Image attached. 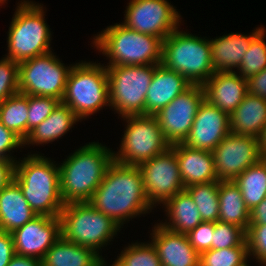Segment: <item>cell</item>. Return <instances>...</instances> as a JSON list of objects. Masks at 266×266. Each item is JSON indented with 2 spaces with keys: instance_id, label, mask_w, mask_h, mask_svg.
Instances as JSON below:
<instances>
[{
  "instance_id": "cell-1",
  "label": "cell",
  "mask_w": 266,
  "mask_h": 266,
  "mask_svg": "<svg viewBox=\"0 0 266 266\" xmlns=\"http://www.w3.org/2000/svg\"><path fill=\"white\" fill-rule=\"evenodd\" d=\"M88 202L121 228L130 220L155 210L146 196L139 167L115 161L108 166L103 181Z\"/></svg>"
},
{
  "instance_id": "cell-2",
  "label": "cell",
  "mask_w": 266,
  "mask_h": 266,
  "mask_svg": "<svg viewBox=\"0 0 266 266\" xmlns=\"http://www.w3.org/2000/svg\"><path fill=\"white\" fill-rule=\"evenodd\" d=\"M31 153L15 162L13 180L36 215L60 217L65 203L60 193L59 164L40 152Z\"/></svg>"
},
{
  "instance_id": "cell-3",
  "label": "cell",
  "mask_w": 266,
  "mask_h": 266,
  "mask_svg": "<svg viewBox=\"0 0 266 266\" xmlns=\"http://www.w3.org/2000/svg\"><path fill=\"white\" fill-rule=\"evenodd\" d=\"M114 161L113 150L105 144L87 142L59 162L60 193L63 202H88Z\"/></svg>"
},
{
  "instance_id": "cell-4",
  "label": "cell",
  "mask_w": 266,
  "mask_h": 266,
  "mask_svg": "<svg viewBox=\"0 0 266 266\" xmlns=\"http://www.w3.org/2000/svg\"><path fill=\"white\" fill-rule=\"evenodd\" d=\"M91 40V46L109 60L105 66L157 65L162 62V38L131 30L122 23L107 26Z\"/></svg>"
},
{
  "instance_id": "cell-5",
  "label": "cell",
  "mask_w": 266,
  "mask_h": 266,
  "mask_svg": "<svg viewBox=\"0 0 266 266\" xmlns=\"http://www.w3.org/2000/svg\"><path fill=\"white\" fill-rule=\"evenodd\" d=\"M7 31L5 57L20 63L52 51V32L45 16L43 4L32 0H21L16 4Z\"/></svg>"
},
{
  "instance_id": "cell-6",
  "label": "cell",
  "mask_w": 266,
  "mask_h": 266,
  "mask_svg": "<svg viewBox=\"0 0 266 266\" xmlns=\"http://www.w3.org/2000/svg\"><path fill=\"white\" fill-rule=\"evenodd\" d=\"M180 29L163 40L161 64L183 75L191 85H203L215 73L209 38Z\"/></svg>"
},
{
  "instance_id": "cell-7",
  "label": "cell",
  "mask_w": 266,
  "mask_h": 266,
  "mask_svg": "<svg viewBox=\"0 0 266 266\" xmlns=\"http://www.w3.org/2000/svg\"><path fill=\"white\" fill-rule=\"evenodd\" d=\"M82 121L110 108L107 68L98 61L74 63L61 101Z\"/></svg>"
},
{
  "instance_id": "cell-8",
  "label": "cell",
  "mask_w": 266,
  "mask_h": 266,
  "mask_svg": "<svg viewBox=\"0 0 266 266\" xmlns=\"http://www.w3.org/2000/svg\"><path fill=\"white\" fill-rule=\"evenodd\" d=\"M60 219L61 233L65 240L93 249L104 260L102 249L122 230L109 216L96 210L89 202L66 203L61 210Z\"/></svg>"
},
{
  "instance_id": "cell-9",
  "label": "cell",
  "mask_w": 266,
  "mask_h": 266,
  "mask_svg": "<svg viewBox=\"0 0 266 266\" xmlns=\"http://www.w3.org/2000/svg\"><path fill=\"white\" fill-rule=\"evenodd\" d=\"M121 118L126 127L118 151H113L115 162L139 166L170 147L155 116L128 115Z\"/></svg>"
},
{
  "instance_id": "cell-10",
  "label": "cell",
  "mask_w": 266,
  "mask_h": 266,
  "mask_svg": "<svg viewBox=\"0 0 266 266\" xmlns=\"http://www.w3.org/2000/svg\"><path fill=\"white\" fill-rule=\"evenodd\" d=\"M157 65L106 66L110 110L120 117L145 115V99Z\"/></svg>"
},
{
  "instance_id": "cell-11",
  "label": "cell",
  "mask_w": 266,
  "mask_h": 266,
  "mask_svg": "<svg viewBox=\"0 0 266 266\" xmlns=\"http://www.w3.org/2000/svg\"><path fill=\"white\" fill-rule=\"evenodd\" d=\"M53 52L19 63V93L62 101L73 63L65 65Z\"/></svg>"
},
{
  "instance_id": "cell-12",
  "label": "cell",
  "mask_w": 266,
  "mask_h": 266,
  "mask_svg": "<svg viewBox=\"0 0 266 266\" xmlns=\"http://www.w3.org/2000/svg\"><path fill=\"white\" fill-rule=\"evenodd\" d=\"M121 22L127 28L162 38L181 25L182 17L168 0H130Z\"/></svg>"
},
{
  "instance_id": "cell-13",
  "label": "cell",
  "mask_w": 266,
  "mask_h": 266,
  "mask_svg": "<svg viewBox=\"0 0 266 266\" xmlns=\"http://www.w3.org/2000/svg\"><path fill=\"white\" fill-rule=\"evenodd\" d=\"M146 196L153 208L185 190L175 151L169 147L139 166Z\"/></svg>"
},
{
  "instance_id": "cell-14",
  "label": "cell",
  "mask_w": 266,
  "mask_h": 266,
  "mask_svg": "<svg viewBox=\"0 0 266 266\" xmlns=\"http://www.w3.org/2000/svg\"><path fill=\"white\" fill-rule=\"evenodd\" d=\"M205 99L203 85H191L154 116L166 141L183 143L189 135L198 107Z\"/></svg>"
},
{
  "instance_id": "cell-15",
  "label": "cell",
  "mask_w": 266,
  "mask_h": 266,
  "mask_svg": "<svg viewBox=\"0 0 266 266\" xmlns=\"http://www.w3.org/2000/svg\"><path fill=\"white\" fill-rule=\"evenodd\" d=\"M260 139L229 133L212 151L219 181H233L260 161Z\"/></svg>"
},
{
  "instance_id": "cell-16",
  "label": "cell",
  "mask_w": 266,
  "mask_h": 266,
  "mask_svg": "<svg viewBox=\"0 0 266 266\" xmlns=\"http://www.w3.org/2000/svg\"><path fill=\"white\" fill-rule=\"evenodd\" d=\"M15 254L42 260L62 236L60 217L37 215L12 232Z\"/></svg>"
},
{
  "instance_id": "cell-17",
  "label": "cell",
  "mask_w": 266,
  "mask_h": 266,
  "mask_svg": "<svg viewBox=\"0 0 266 266\" xmlns=\"http://www.w3.org/2000/svg\"><path fill=\"white\" fill-rule=\"evenodd\" d=\"M229 133V116L204 99L198 107L192 128L183 144L212 152Z\"/></svg>"
},
{
  "instance_id": "cell-18",
  "label": "cell",
  "mask_w": 266,
  "mask_h": 266,
  "mask_svg": "<svg viewBox=\"0 0 266 266\" xmlns=\"http://www.w3.org/2000/svg\"><path fill=\"white\" fill-rule=\"evenodd\" d=\"M149 240L155 247L161 266H199V253L190 245L186 234L167 229L158 222Z\"/></svg>"
},
{
  "instance_id": "cell-19",
  "label": "cell",
  "mask_w": 266,
  "mask_h": 266,
  "mask_svg": "<svg viewBox=\"0 0 266 266\" xmlns=\"http://www.w3.org/2000/svg\"><path fill=\"white\" fill-rule=\"evenodd\" d=\"M205 99L230 116L247 94V79L234 72H215L203 84Z\"/></svg>"
},
{
  "instance_id": "cell-20",
  "label": "cell",
  "mask_w": 266,
  "mask_h": 266,
  "mask_svg": "<svg viewBox=\"0 0 266 266\" xmlns=\"http://www.w3.org/2000/svg\"><path fill=\"white\" fill-rule=\"evenodd\" d=\"M264 28L263 25H260L249 34L231 32L215 39H209L211 59L215 72H234L235 69L237 70L244 54L250 47L251 41Z\"/></svg>"
},
{
  "instance_id": "cell-21",
  "label": "cell",
  "mask_w": 266,
  "mask_h": 266,
  "mask_svg": "<svg viewBox=\"0 0 266 266\" xmlns=\"http://www.w3.org/2000/svg\"><path fill=\"white\" fill-rule=\"evenodd\" d=\"M191 86L178 72L157 64L145 99V115L154 116Z\"/></svg>"
},
{
  "instance_id": "cell-22",
  "label": "cell",
  "mask_w": 266,
  "mask_h": 266,
  "mask_svg": "<svg viewBox=\"0 0 266 266\" xmlns=\"http://www.w3.org/2000/svg\"><path fill=\"white\" fill-rule=\"evenodd\" d=\"M179 162L184 187L219 181L214 168L212 152L194 149L183 143L170 145Z\"/></svg>"
},
{
  "instance_id": "cell-23",
  "label": "cell",
  "mask_w": 266,
  "mask_h": 266,
  "mask_svg": "<svg viewBox=\"0 0 266 266\" xmlns=\"http://www.w3.org/2000/svg\"><path fill=\"white\" fill-rule=\"evenodd\" d=\"M36 216L14 180L0 191V231L12 233Z\"/></svg>"
},
{
  "instance_id": "cell-24",
  "label": "cell",
  "mask_w": 266,
  "mask_h": 266,
  "mask_svg": "<svg viewBox=\"0 0 266 266\" xmlns=\"http://www.w3.org/2000/svg\"><path fill=\"white\" fill-rule=\"evenodd\" d=\"M229 118L230 133L260 138L266 125V99L247 93Z\"/></svg>"
},
{
  "instance_id": "cell-25",
  "label": "cell",
  "mask_w": 266,
  "mask_h": 266,
  "mask_svg": "<svg viewBox=\"0 0 266 266\" xmlns=\"http://www.w3.org/2000/svg\"><path fill=\"white\" fill-rule=\"evenodd\" d=\"M81 120L65 104L60 102L53 112L33 129L24 141V147L43 146L64 137Z\"/></svg>"
},
{
  "instance_id": "cell-26",
  "label": "cell",
  "mask_w": 266,
  "mask_h": 266,
  "mask_svg": "<svg viewBox=\"0 0 266 266\" xmlns=\"http://www.w3.org/2000/svg\"><path fill=\"white\" fill-rule=\"evenodd\" d=\"M161 207L167 218L159 224L171 231L187 234L203 222L197 205L186 190L171 197Z\"/></svg>"
},
{
  "instance_id": "cell-27",
  "label": "cell",
  "mask_w": 266,
  "mask_h": 266,
  "mask_svg": "<svg viewBox=\"0 0 266 266\" xmlns=\"http://www.w3.org/2000/svg\"><path fill=\"white\" fill-rule=\"evenodd\" d=\"M105 260L93 249L65 240L62 236L42 259V266H100Z\"/></svg>"
},
{
  "instance_id": "cell-28",
  "label": "cell",
  "mask_w": 266,
  "mask_h": 266,
  "mask_svg": "<svg viewBox=\"0 0 266 266\" xmlns=\"http://www.w3.org/2000/svg\"><path fill=\"white\" fill-rule=\"evenodd\" d=\"M218 198V221L237 225L247 232L250 210L246 207L241 191L234 181H219Z\"/></svg>"
},
{
  "instance_id": "cell-29",
  "label": "cell",
  "mask_w": 266,
  "mask_h": 266,
  "mask_svg": "<svg viewBox=\"0 0 266 266\" xmlns=\"http://www.w3.org/2000/svg\"><path fill=\"white\" fill-rule=\"evenodd\" d=\"M233 181L239 187L249 210L266 198V167L260 161L249 166Z\"/></svg>"
},
{
  "instance_id": "cell-30",
  "label": "cell",
  "mask_w": 266,
  "mask_h": 266,
  "mask_svg": "<svg viewBox=\"0 0 266 266\" xmlns=\"http://www.w3.org/2000/svg\"><path fill=\"white\" fill-rule=\"evenodd\" d=\"M28 95L17 93L0 103V122L23 142L27 139Z\"/></svg>"
},
{
  "instance_id": "cell-31",
  "label": "cell",
  "mask_w": 266,
  "mask_h": 266,
  "mask_svg": "<svg viewBox=\"0 0 266 266\" xmlns=\"http://www.w3.org/2000/svg\"><path fill=\"white\" fill-rule=\"evenodd\" d=\"M218 186L219 181H213L210 183L194 184L185 188L197 205L201 219L204 222L218 221L220 208Z\"/></svg>"
},
{
  "instance_id": "cell-32",
  "label": "cell",
  "mask_w": 266,
  "mask_h": 266,
  "mask_svg": "<svg viewBox=\"0 0 266 266\" xmlns=\"http://www.w3.org/2000/svg\"><path fill=\"white\" fill-rule=\"evenodd\" d=\"M113 266H161L155 247L148 242H131L118 253Z\"/></svg>"
},
{
  "instance_id": "cell-33",
  "label": "cell",
  "mask_w": 266,
  "mask_h": 266,
  "mask_svg": "<svg viewBox=\"0 0 266 266\" xmlns=\"http://www.w3.org/2000/svg\"><path fill=\"white\" fill-rule=\"evenodd\" d=\"M249 260L246 240L238 247L210 249L199 254V266H243Z\"/></svg>"
},
{
  "instance_id": "cell-34",
  "label": "cell",
  "mask_w": 266,
  "mask_h": 266,
  "mask_svg": "<svg viewBox=\"0 0 266 266\" xmlns=\"http://www.w3.org/2000/svg\"><path fill=\"white\" fill-rule=\"evenodd\" d=\"M266 29L264 28L252 41L235 72L249 78L266 68Z\"/></svg>"
},
{
  "instance_id": "cell-35",
  "label": "cell",
  "mask_w": 266,
  "mask_h": 266,
  "mask_svg": "<svg viewBox=\"0 0 266 266\" xmlns=\"http://www.w3.org/2000/svg\"><path fill=\"white\" fill-rule=\"evenodd\" d=\"M61 101L50 96L28 95L27 137L45 120Z\"/></svg>"
},
{
  "instance_id": "cell-36",
  "label": "cell",
  "mask_w": 266,
  "mask_h": 266,
  "mask_svg": "<svg viewBox=\"0 0 266 266\" xmlns=\"http://www.w3.org/2000/svg\"><path fill=\"white\" fill-rule=\"evenodd\" d=\"M246 240V232L237 225L216 221L212 249L238 247Z\"/></svg>"
},
{
  "instance_id": "cell-37",
  "label": "cell",
  "mask_w": 266,
  "mask_h": 266,
  "mask_svg": "<svg viewBox=\"0 0 266 266\" xmlns=\"http://www.w3.org/2000/svg\"><path fill=\"white\" fill-rule=\"evenodd\" d=\"M19 93V63L8 57L0 60V103Z\"/></svg>"
},
{
  "instance_id": "cell-38",
  "label": "cell",
  "mask_w": 266,
  "mask_h": 266,
  "mask_svg": "<svg viewBox=\"0 0 266 266\" xmlns=\"http://www.w3.org/2000/svg\"><path fill=\"white\" fill-rule=\"evenodd\" d=\"M246 241L249 259H255L260 266H266V225L249 224Z\"/></svg>"
},
{
  "instance_id": "cell-39",
  "label": "cell",
  "mask_w": 266,
  "mask_h": 266,
  "mask_svg": "<svg viewBox=\"0 0 266 266\" xmlns=\"http://www.w3.org/2000/svg\"><path fill=\"white\" fill-rule=\"evenodd\" d=\"M215 222H201L197 227L190 230L186 235L190 245L200 254L212 249V237Z\"/></svg>"
},
{
  "instance_id": "cell-40",
  "label": "cell",
  "mask_w": 266,
  "mask_h": 266,
  "mask_svg": "<svg viewBox=\"0 0 266 266\" xmlns=\"http://www.w3.org/2000/svg\"><path fill=\"white\" fill-rule=\"evenodd\" d=\"M24 148V142L0 122V159L16 162L14 150Z\"/></svg>"
},
{
  "instance_id": "cell-41",
  "label": "cell",
  "mask_w": 266,
  "mask_h": 266,
  "mask_svg": "<svg viewBox=\"0 0 266 266\" xmlns=\"http://www.w3.org/2000/svg\"><path fill=\"white\" fill-rule=\"evenodd\" d=\"M14 255L12 233L0 231V266H7Z\"/></svg>"
},
{
  "instance_id": "cell-42",
  "label": "cell",
  "mask_w": 266,
  "mask_h": 266,
  "mask_svg": "<svg viewBox=\"0 0 266 266\" xmlns=\"http://www.w3.org/2000/svg\"><path fill=\"white\" fill-rule=\"evenodd\" d=\"M247 93L266 99V68L247 78Z\"/></svg>"
},
{
  "instance_id": "cell-43",
  "label": "cell",
  "mask_w": 266,
  "mask_h": 266,
  "mask_svg": "<svg viewBox=\"0 0 266 266\" xmlns=\"http://www.w3.org/2000/svg\"><path fill=\"white\" fill-rule=\"evenodd\" d=\"M14 165L10 160L0 159V191L13 180Z\"/></svg>"
},
{
  "instance_id": "cell-44",
  "label": "cell",
  "mask_w": 266,
  "mask_h": 266,
  "mask_svg": "<svg viewBox=\"0 0 266 266\" xmlns=\"http://www.w3.org/2000/svg\"><path fill=\"white\" fill-rule=\"evenodd\" d=\"M250 224L266 225V198L250 210Z\"/></svg>"
},
{
  "instance_id": "cell-45",
  "label": "cell",
  "mask_w": 266,
  "mask_h": 266,
  "mask_svg": "<svg viewBox=\"0 0 266 266\" xmlns=\"http://www.w3.org/2000/svg\"><path fill=\"white\" fill-rule=\"evenodd\" d=\"M7 266H42V260L15 254Z\"/></svg>"
},
{
  "instance_id": "cell-46",
  "label": "cell",
  "mask_w": 266,
  "mask_h": 266,
  "mask_svg": "<svg viewBox=\"0 0 266 266\" xmlns=\"http://www.w3.org/2000/svg\"><path fill=\"white\" fill-rule=\"evenodd\" d=\"M260 139V148L261 150H266V125L263 131L262 136L259 138Z\"/></svg>"
},
{
  "instance_id": "cell-47",
  "label": "cell",
  "mask_w": 266,
  "mask_h": 266,
  "mask_svg": "<svg viewBox=\"0 0 266 266\" xmlns=\"http://www.w3.org/2000/svg\"><path fill=\"white\" fill-rule=\"evenodd\" d=\"M260 162L266 167V150H260Z\"/></svg>"
},
{
  "instance_id": "cell-48",
  "label": "cell",
  "mask_w": 266,
  "mask_h": 266,
  "mask_svg": "<svg viewBox=\"0 0 266 266\" xmlns=\"http://www.w3.org/2000/svg\"><path fill=\"white\" fill-rule=\"evenodd\" d=\"M7 1H8V0H0V6L5 5V3L7 4Z\"/></svg>"
},
{
  "instance_id": "cell-49",
  "label": "cell",
  "mask_w": 266,
  "mask_h": 266,
  "mask_svg": "<svg viewBox=\"0 0 266 266\" xmlns=\"http://www.w3.org/2000/svg\"><path fill=\"white\" fill-rule=\"evenodd\" d=\"M107 264H108V263H107V261L105 260L100 266H108ZM109 266H113V265L111 264V265H109Z\"/></svg>"
},
{
  "instance_id": "cell-50",
  "label": "cell",
  "mask_w": 266,
  "mask_h": 266,
  "mask_svg": "<svg viewBox=\"0 0 266 266\" xmlns=\"http://www.w3.org/2000/svg\"><path fill=\"white\" fill-rule=\"evenodd\" d=\"M249 262L245 263L243 266H251L250 264H248Z\"/></svg>"
}]
</instances>
